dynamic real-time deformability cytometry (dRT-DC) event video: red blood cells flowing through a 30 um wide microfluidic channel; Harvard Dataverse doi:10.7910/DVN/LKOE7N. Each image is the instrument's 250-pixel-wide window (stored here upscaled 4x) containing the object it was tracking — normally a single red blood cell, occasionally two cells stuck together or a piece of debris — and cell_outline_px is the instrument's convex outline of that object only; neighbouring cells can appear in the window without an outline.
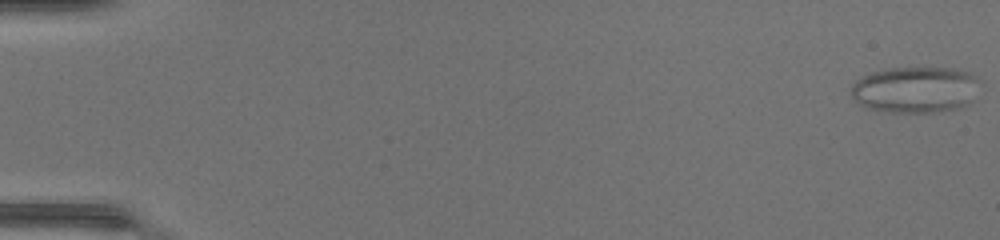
{"species": "common noctule bat (a hibernating species)", "species_latin": "Nyctalus noctula", "temperature_condition": "warm", "stored_images_in_passage": 49, "camera_frame_rate_fps": 3000, "um_per_image_px": 0.085, "animal": {"sex": "female", "body_mass_g": 17.0, "forearm_length_mm": 48.0}, "frame": {"image": 1, "passage_image": 1, "time_ms": 0.0, "image_size_px": [1000, 240], "cell_outline_px": [[980, 80], [976, 100], [960, 108], [932, 112], [888, 112], [868, 108], [860, 104], [852, 96], [852, 84], [856, 80], [872, 72], [888, 68], [924, 64], [952, 68], [968, 72]], "centroid_in_image_um": [77.87, 7.57], "position_along_channel_um": 7.1, "area_um2": 35.84}}
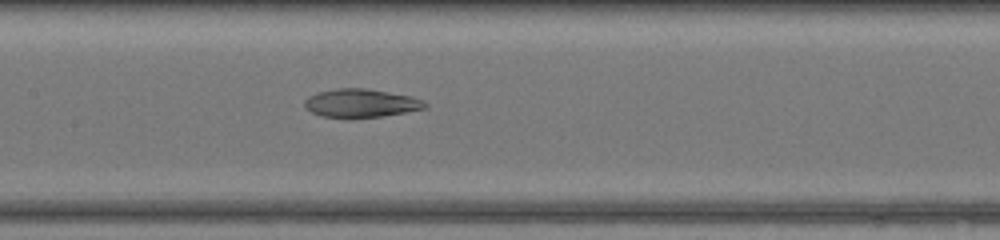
{"frame": {"image": 2, "passage_image": 25, "time_ms": 8.0, "image_size_px": [1000, 240], "cell_outline_px": [[428, 108], [384, 116], [348, 120], [320, 116], [312, 112], [304, 104], [304, 100], [308, 96], [316, 92], [340, 88], [364, 88], [412, 96], [424, 100], [428, 104]], "centroid_in_image_um": [30.69, 8.8], "position_along_channel_um": 176.7, "area_um2": 20.52}}
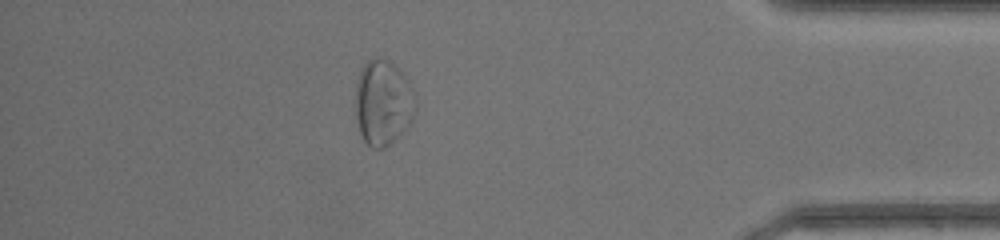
{"frame": {"image": 3, "passage_image": 43, "time_ms": 14.0, "image_size_px": [1000, 240], "cell_outline_px": [[416, 112], [408, 124], [384, 148], [372, 148], [360, 136], [356, 116], [356, 84], [360, 68], [368, 60], [376, 56], [380, 56], [388, 60], [408, 80], [412, 88], [416, 100]], "centroid_in_image_um": [32.54, 8.69], "position_along_channel_um": 402.7, "area_um2": 29.71}, "authors_computed_cell_mechanics": {"area_um2": 27.0504, "velocity_mm_per_s": 4.3711, "shape_relaxation_time_tau1_ms": null, "shape_relaxation_time_tau2_ms": 2.1524, "deformation_change_tau1": null, "deformation_change_tau2": 0.0971}}